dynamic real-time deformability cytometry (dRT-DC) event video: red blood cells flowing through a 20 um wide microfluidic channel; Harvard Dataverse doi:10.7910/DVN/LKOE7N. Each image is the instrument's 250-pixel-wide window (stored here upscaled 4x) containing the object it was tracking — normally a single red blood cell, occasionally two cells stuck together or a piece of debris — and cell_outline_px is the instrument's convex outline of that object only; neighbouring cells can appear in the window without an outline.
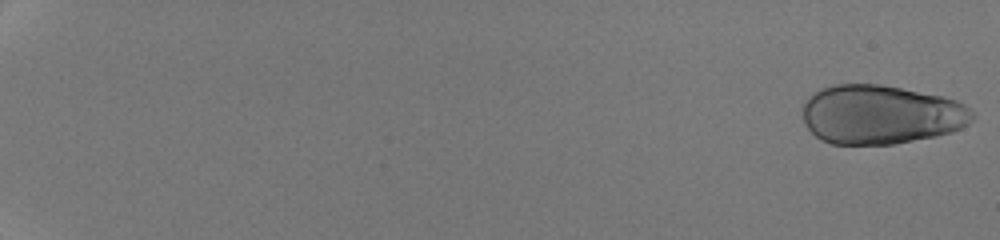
{"species": "human", "species_latin": "Homo sapiens", "temperature_condition": "room temperature", "stored_images_in_passage": 51, "camera_frame_rate_fps": 3000, "um_per_image_px": 0.085, "donor": {"sex": "male"}, "frame": {"image": 1, "passage_image": 1, "time_ms": 0.0, "image_size_px": [1000, 240], "cell_outline_px": [[976, 116], [968, 124], [952, 132], [936, 136], [892, 144], [832, 144], [820, 140], [804, 124], [800, 108], [808, 96], [812, 92], [820, 88], [832, 84], [880, 84], [940, 96], [956, 100], [964, 104]], "centroid_in_image_um": [74.81, 9.73], "position_along_channel_um": 10.2, "area_um2": 58.9}}
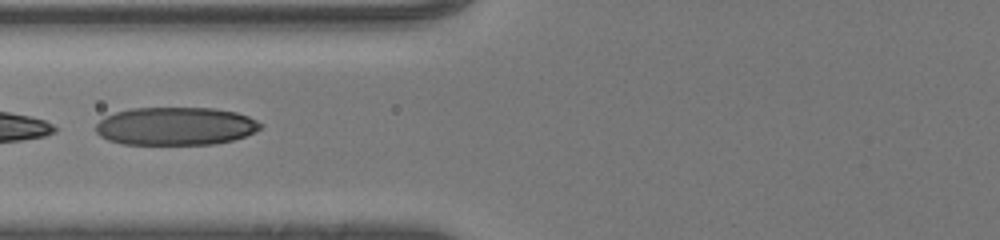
{"frame": {"image": 2, "passage_image": 26, "time_ms": 8.333, "image_size_px": [1000, 240], "cell_outline_px": [[264, 124], [256, 132], [232, 140], [212, 144], [124, 144], [108, 140], [100, 136], [96, 132], [96, 124], [104, 116], [116, 112], [132, 108], [216, 108], [236, 112], [248, 116]], "centroid_in_image_um": [14.93, 10.72], "position_along_channel_um": 110.9, "area_um2": 36.59}}
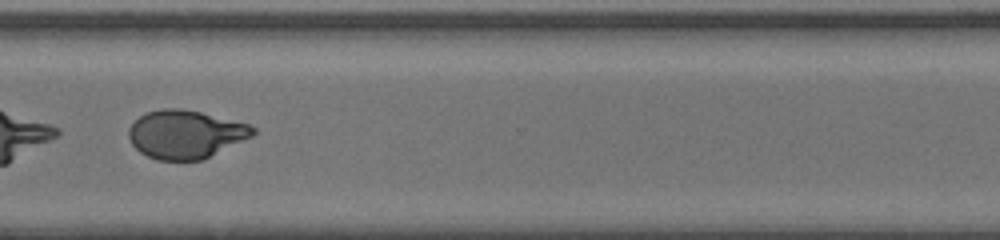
{"frame": {"image": 3, "passage_image": 43, "time_ms": 14.0, "image_size_px": [1000, 240], "cell_outline_px": [[256, 132], [252, 136], [204, 160], [156, 160], [140, 152], [132, 144], [128, 136], [128, 128], [144, 112], [164, 108], [180, 108], [200, 112], [248, 124], [256, 128]], "centroid_in_image_um": [15.76, 11.42], "position_along_channel_um": 354.8, "area_um2": 34.97}}